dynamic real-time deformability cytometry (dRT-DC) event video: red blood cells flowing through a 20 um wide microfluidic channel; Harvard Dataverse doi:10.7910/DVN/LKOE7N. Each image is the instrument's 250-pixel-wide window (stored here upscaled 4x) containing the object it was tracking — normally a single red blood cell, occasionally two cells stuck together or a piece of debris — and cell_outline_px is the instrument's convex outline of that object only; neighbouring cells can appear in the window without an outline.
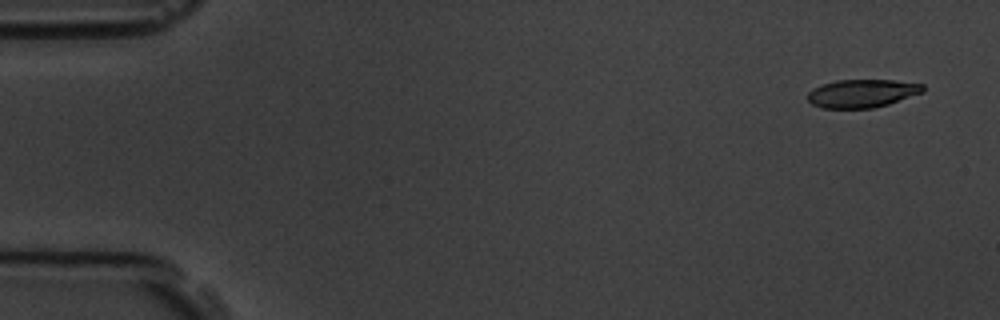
{"species": "common noctule bat (a hibernating species)", "species_latin": "Nyctalus noctula", "temperature_condition": "room temperature", "stored_images_in_passage": 5, "segment_of_instrument_passage": [1, 2], "camera_frame_rate_fps": 3000, "um_per_image_px": 0.085, "animal": {"sex": "male", "body_mass_g": 19.5, "forearm_length_mm": 54.6}, "frame": {"image": 1, "passage_image": 1, "time_ms": 0.0, "image_size_px": [1000, 320], "cell_outline_px": [[924, 92], [888, 104], [872, 108], [820, 108], [812, 104], [808, 100], [808, 92], [812, 88], [820, 84], [836, 80], [892, 80], [924, 84]], "centroid_in_image_um": [73.25, 7.93], "position_along_channel_um": 11.7, "area_um2": 19.02}}
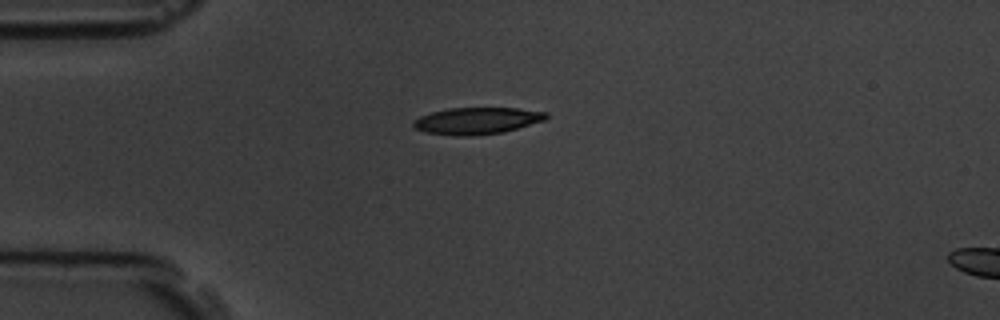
{"frame": {"image": 2, "passage_image": 4, "time_ms": 3.667, "image_size_px": [1000, 320], "cell_outline_px": [[548, 116], [544, 120], [504, 132], [464, 136], [456, 136], [424, 132], [416, 128], [412, 124], [420, 116], [432, 112], [448, 108], [516, 108], [548, 112]], "centroid_in_image_um": [40.54, 10.26], "position_along_channel_um": 44.5, "area_um2": 20.52}}